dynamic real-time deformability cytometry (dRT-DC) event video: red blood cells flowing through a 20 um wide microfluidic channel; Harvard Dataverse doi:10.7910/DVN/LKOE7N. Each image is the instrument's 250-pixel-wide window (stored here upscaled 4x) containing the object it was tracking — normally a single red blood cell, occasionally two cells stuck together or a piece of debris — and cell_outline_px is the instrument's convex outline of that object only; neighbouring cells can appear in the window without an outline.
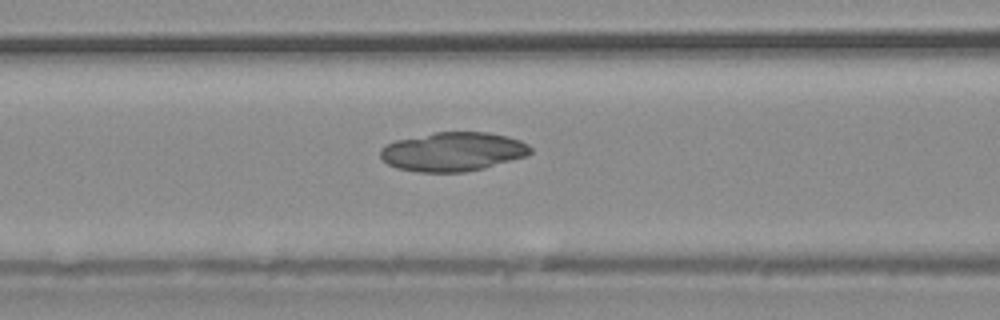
{"species": "common noctule bat (a hibernating species)", "species_latin": "Nyctalus noctula", "temperature_condition": "warm", "stored_images_in_passage": 36, "camera_frame_rate_fps": 3000, "um_per_image_px": 0.085, "animal": {"sex": "male", "body_mass_g": 20.4}, "frame": {"image": 1, "passage_image": 14, "time_ms": 4.333, "image_size_px": [1000, 320], "cell_outline_px": [[532, 152], [528, 156], [484, 168], [464, 172], [420, 172], [396, 168], [388, 164], [380, 156], [380, 148], [396, 140], [436, 132], [488, 132], [508, 136], [520, 140], [528, 144], [532, 148]], "centroid_in_image_um": [38.54, 12.89], "position_along_channel_um": 128.1, "area_um2": 34.22}}
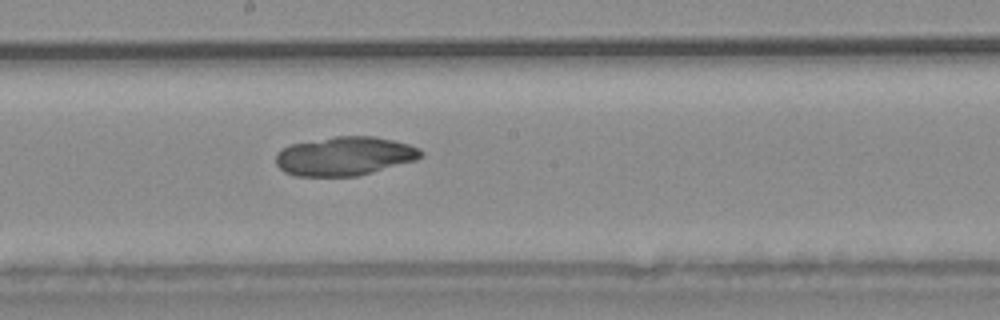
{"frame": {"image": 2, "passage_image": 19, "time_ms": 6.0, "image_size_px": [1000, 320], "cell_outline_px": [[424, 156], [416, 160], [372, 172], [356, 176], [296, 176], [284, 172], [276, 164], [276, 152], [288, 144], [336, 136], [376, 136], [408, 144], [420, 148], [424, 152]], "centroid_in_image_um": [29.29, 13.26], "position_along_channel_um": 218.9, "area_um2": 33.06}}
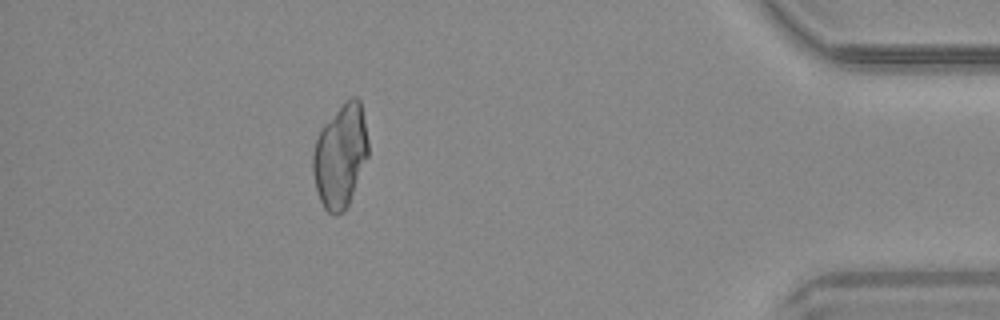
{"frame": {"image": 3, "passage_image": 32, "time_ms": 10.333, "image_size_px": [1000, 320], "cell_outline_px": [[368, 156], [348, 204], [344, 212], [336, 216], [328, 212], [324, 208], [320, 200], [316, 188], [312, 172], [312, 152], [320, 128], [344, 100], [352, 96], [356, 96], [360, 100], [368, 140]], "centroid_in_image_um": [28.91, 13.23], "position_along_channel_um": 406.3, "area_um2": 33.47}}